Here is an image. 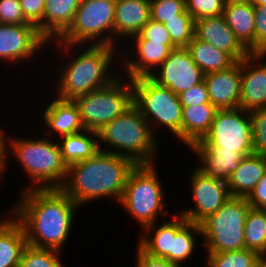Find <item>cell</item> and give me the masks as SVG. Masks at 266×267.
I'll return each instance as SVG.
<instances>
[{
  "label": "cell",
  "mask_w": 266,
  "mask_h": 267,
  "mask_svg": "<svg viewBox=\"0 0 266 267\" xmlns=\"http://www.w3.org/2000/svg\"><path fill=\"white\" fill-rule=\"evenodd\" d=\"M78 208L60 188L27 189L20 191L10 212L23 225L29 245L62 252Z\"/></svg>",
  "instance_id": "6da1fadb"
},
{
  "label": "cell",
  "mask_w": 266,
  "mask_h": 267,
  "mask_svg": "<svg viewBox=\"0 0 266 267\" xmlns=\"http://www.w3.org/2000/svg\"><path fill=\"white\" fill-rule=\"evenodd\" d=\"M51 45L52 50L57 48L60 56L64 55L68 59L65 60L66 62H61L62 65L59 64L61 68L59 65L57 66L59 71L56 70V73L58 72L56 77L57 75L58 77H55V72L53 74L54 77L52 78L55 80L53 79L51 85H54L52 88L55 92L51 90L52 97L74 100L79 96L110 85L121 75L119 74L120 70H118L120 68L118 67L120 66V49L117 47L110 45H70L59 43L57 40L54 43H49L50 48ZM76 50L80 52L78 53ZM114 64H117L118 67H115L116 71L113 67Z\"/></svg>",
  "instance_id": "7a4b0ae2"
},
{
  "label": "cell",
  "mask_w": 266,
  "mask_h": 267,
  "mask_svg": "<svg viewBox=\"0 0 266 267\" xmlns=\"http://www.w3.org/2000/svg\"><path fill=\"white\" fill-rule=\"evenodd\" d=\"M135 166L130 158L99 151L94 157L69 165L60 189L80 208L99 198H112L118 204Z\"/></svg>",
  "instance_id": "3957f363"
},
{
  "label": "cell",
  "mask_w": 266,
  "mask_h": 267,
  "mask_svg": "<svg viewBox=\"0 0 266 267\" xmlns=\"http://www.w3.org/2000/svg\"><path fill=\"white\" fill-rule=\"evenodd\" d=\"M35 136L37 138H19L12 133L8 136V159L12 153L30 180V186H24L21 191L60 188L65 181L68 166L62 158L59 144L50 137Z\"/></svg>",
  "instance_id": "277c9868"
},
{
  "label": "cell",
  "mask_w": 266,
  "mask_h": 267,
  "mask_svg": "<svg viewBox=\"0 0 266 267\" xmlns=\"http://www.w3.org/2000/svg\"><path fill=\"white\" fill-rule=\"evenodd\" d=\"M98 136L100 151L130 158L136 165L154 164L159 157L158 136L134 104L101 128Z\"/></svg>",
  "instance_id": "5b68a950"
},
{
  "label": "cell",
  "mask_w": 266,
  "mask_h": 267,
  "mask_svg": "<svg viewBox=\"0 0 266 267\" xmlns=\"http://www.w3.org/2000/svg\"><path fill=\"white\" fill-rule=\"evenodd\" d=\"M156 164H138L128 175L119 206L141 227L154 224L161 217L169 216L164 210L166 192L157 174ZM165 216V217H164Z\"/></svg>",
  "instance_id": "8992f818"
},
{
  "label": "cell",
  "mask_w": 266,
  "mask_h": 267,
  "mask_svg": "<svg viewBox=\"0 0 266 267\" xmlns=\"http://www.w3.org/2000/svg\"><path fill=\"white\" fill-rule=\"evenodd\" d=\"M131 83L133 104L147 120L154 135H158L155 128L162 129V132L166 130L181 143L183 106L179 95L168 87L160 86L150 77H139L131 80Z\"/></svg>",
  "instance_id": "52a82bcc"
},
{
  "label": "cell",
  "mask_w": 266,
  "mask_h": 267,
  "mask_svg": "<svg viewBox=\"0 0 266 267\" xmlns=\"http://www.w3.org/2000/svg\"><path fill=\"white\" fill-rule=\"evenodd\" d=\"M251 206L246 198L231 196L200 223L202 246L207 253L246 249L244 224Z\"/></svg>",
  "instance_id": "ba28073f"
},
{
  "label": "cell",
  "mask_w": 266,
  "mask_h": 267,
  "mask_svg": "<svg viewBox=\"0 0 266 267\" xmlns=\"http://www.w3.org/2000/svg\"><path fill=\"white\" fill-rule=\"evenodd\" d=\"M115 4L116 0H81L72 24L57 41L114 46Z\"/></svg>",
  "instance_id": "9c48e42d"
},
{
  "label": "cell",
  "mask_w": 266,
  "mask_h": 267,
  "mask_svg": "<svg viewBox=\"0 0 266 267\" xmlns=\"http://www.w3.org/2000/svg\"><path fill=\"white\" fill-rule=\"evenodd\" d=\"M73 101L78 107L84 128L98 132L133 105L131 79L120 75L110 85Z\"/></svg>",
  "instance_id": "30bf717a"
},
{
  "label": "cell",
  "mask_w": 266,
  "mask_h": 267,
  "mask_svg": "<svg viewBox=\"0 0 266 267\" xmlns=\"http://www.w3.org/2000/svg\"><path fill=\"white\" fill-rule=\"evenodd\" d=\"M250 112L240 107L219 109L209 132L191 146H210L238 151L242 156L254 153Z\"/></svg>",
  "instance_id": "8fae6325"
},
{
  "label": "cell",
  "mask_w": 266,
  "mask_h": 267,
  "mask_svg": "<svg viewBox=\"0 0 266 267\" xmlns=\"http://www.w3.org/2000/svg\"><path fill=\"white\" fill-rule=\"evenodd\" d=\"M130 44L132 45L129 46ZM125 45H121L120 49V74L131 80L152 75L168 58L170 52L177 48L175 45H164L162 42L144 39L140 34L127 40Z\"/></svg>",
  "instance_id": "7c38bea8"
},
{
  "label": "cell",
  "mask_w": 266,
  "mask_h": 267,
  "mask_svg": "<svg viewBox=\"0 0 266 267\" xmlns=\"http://www.w3.org/2000/svg\"><path fill=\"white\" fill-rule=\"evenodd\" d=\"M190 171V190L192 207L177 211L189 222L200 224L208 216L214 214L230 197L227 183L206 176L195 166Z\"/></svg>",
  "instance_id": "4fadbf2b"
},
{
  "label": "cell",
  "mask_w": 266,
  "mask_h": 267,
  "mask_svg": "<svg viewBox=\"0 0 266 267\" xmlns=\"http://www.w3.org/2000/svg\"><path fill=\"white\" fill-rule=\"evenodd\" d=\"M48 44L38 28L32 24H0V64L5 65L7 62L10 65H20L26 60L27 65L31 58L36 61L43 48H49Z\"/></svg>",
  "instance_id": "5bb4252c"
},
{
  "label": "cell",
  "mask_w": 266,
  "mask_h": 267,
  "mask_svg": "<svg viewBox=\"0 0 266 267\" xmlns=\"http://www.w3.org/2000/svg\"><path fill=\"white\" fill-rule=\"evenodd\" d=\"M203 71L195 64L186 47L173 49L168 58L149 77L177 95L204 80Z\"/></svg>",
  "instance_id": "9a60e30c"
},
{
  "label": "cell",
  "mask_w": 266,
  "mask_h": 267,
  "mask_svg": "<svg viewBox=\"0 0 266 267\" xmlns=\"http://www.w3.org/2000/svg\"><path fill=\"white\" fill-rule=\"evenodd\" d=\"M266 55L251 53L241 60L240 108H266Z\"/></svg>",
  "instance_id": "2e32d148"
},
{
  "label": "cell",
  "mask_w": 266,
  "mask_h": 267,
  "mask_svg": "<svg viewBox=\"0 0 266 267\" xmlns=\"http://www.w3.org/2000/svg\"><path fill=\"white\" fill-rule=\"evenodd\" d=\"M194 37L225 51L235 61H241L251 54L227 25L223 15L195 20Z\"/></svg>",
  "instance_id": "e0dca14e"
},
{
  "label": "cell",
  "mask_w": 266,
  "mask_h": 267,
  "mask_svg": "<svg viewBox=\"0 0 266 267\" xmlns=\"http://www.w3.org/2000/svg\"><path fill=\"white\" fill-rule=\"evenodd\" d=\"M209 100L219 109L240 107L241 61H236L228 69L204 75Z\"/></svg>",
  "instance_id": "ac0fdd59"
},
{
  "label": "cell",
  "mask_w": 266,
  "mask_h": 267,
  "mask_svg": "<svg viewBox=\"0 0 266 267\" xmlns=\"http://www.w3.org/2000/svg\"><path fill=\"white\" fill-rule=\"evenodd\" d=\"M54 99V100H53ZM51 101H47L46 106L42 110L43 125L49 133L44 134L56 140L64 136L80 133L85 130L77 105L73 100H62L53 97ZM55 137H54V136ZM58 136V137H57Z\"/></svg>",
  "instance_id": "d6986e66"
},
{
  "label": "cell",
  "mask_w": 266,
  "mask_h": 267,
  "mask_svg": "<svg viewBox=\"0 0 266 267\" xmlns=\"http://www.w3.org/2000/svg\"><path fill=\"white\" fill-rule=\"evenodd\" d=\"M114 15V47L121 49L149 21L150 0H116Z\"/></svg>",
  "instance_id": "ffe728a7"
},
{
  "label": "cell",
  "mask_w": 266,
  "mask_h": 267,
  "mask_svg": "<svg viewBox=\"0 0 266 267\" xmlns=\"http://www.w3.org/2000/svg\"><path fill=\"white\" fill-rule=\"evenodd\" d=\"M195 157V165L202 173L213 179L228 183L231 174L240 165L242 155L238 151L223 150V148L210 146H190L188 148Z\"/></svg>",
  "instance_id": "44dd1931"
},
{
  "label": "cell",
  "mask_w": 266,
  "mask_h": 267,
  "mask_svg": "<svg viewBox=\"0 0 266 267\" xmlns=\"http://www.w3.org/2000/svg\"><path fill=\"white\" fill-rule=\"evenodd\" d=\"M173 218L168 221H161V223L155 222L147 227H145L139 234L136 240V245H138L144 252L148 255L165 258L170 261V250L172 244V236L188 222V220L178 214L173 213Z\"/></svg>",
  "instance_id": "7402d4cb"
},
{
  "label": "cell",
  "mask_w": 266,
  "mask_h": 267,
  "mask_svg": "<svg viewBox=\"0 0 266 267\" xmlns=\"http://www.w3.org/2000/svg\"><path fill=\"white\" fill-rule=\"evenodd\" d=\"M2 217L0 219V267H19L23 251L28 245L25 230L10 210L4 212Z\"/></svg>",
  "instance_id": "603a6c76"
},
{
  "label": "cell",
  "mask_w": 266,
  "mask_h": 267,
  "mask_svg": "<svg viewBox=\"0 0 266 267\" xmlns=\"http://www.w3.org/2000/svg\"><path fill=\"white\" fill-rule=\"evenodd\" d=\"M223 16L240 42L255 53V11L252 1L227 0Z\"/></svg>",
  "instance_id": "cb8c5ba5"
},
{
  "label": "cell",
  "mask_w": 266,
  "mask_h": 267,
  "mask_svg": "<svg viewBox=\"0 0 266 267\" xmlns=\"http://www.w3.org/2000/svg\"><path fill=\"white\" fill-rule=\"evenodd\" d=\"M81 0H45L43 37L50 43L58 40L72 24Z\"/></svg>",
  "instance_id": "d4e9b609"
},
{
  "label": "cell",
  "mask_w": 266,
  "mask_h": 267,
  "mask_svg": "<svg viewBox=\"0 0 266 267\" xmlns=\"http://www.w3.org/2000/svg\"><path fill=\"white\" fill-rule=\"evenodd\" d=\"M218 109L211 103L183 107L181 142L187 148L209 132Z\"/></svg>",
  "instance_id": "484cf974"
},
{
  "label": "cell",
  "mask_w": 266,
  "mask_h": 267,
  "mask_svg": "<svg viewBox=\"0 0 266 267\" xmlns=\"http://www.w3.org/2000/svg\"><path fill=\"white\" fill-rule=\"evenodd\" d=\"M265 173L266 157L255 153L243 156L227 183L230 195L247 198Z\"/></svg>",
  "instance_id": "4316f807"
},
{
  "label": "cell",
  "mask_w": 266,
  "mask_h": 267,
  "mask_svg": "<svg viewBox=\"0 0 266 267\" xmlns=\"http://www.w3.org/2000/svg\"><path fill=\"white\" fill-rule=\"evenodd\" d=\"M57 142L67 166L94 157L100 151L98 132L86 129L77 134L61 137Z\"/></svg>",
  "instance_id": "83f0119b"
},
{
  "label": "cell",
  "mask_w": 266,
  "mask_h": 267,
  "mask_svg": "<svg viewBox=\"0 0 266 267\" xmlns=\"http://www.w3.org/2000/svg\"><path fill=\"white\" fill-rule=\"evenodd\" d=\"M195 64L204 74L228 69L236 61L225 51L193 37L186 47Z\"/></svg>",
  "instance_id": "f1b7e54d"
},
{
  "label": "cell",
  "mask_w": 266,
  "mask_h": 267,
  "mask_svg": "<svg viewBox=\"0 0 266 267\" xmlns=\"http://www.w3.org/2000/svg\"><path fill=\"white\" fill-rule=\"evenodd\" d=\"M199 235H202L200 224L188 221L175 236H172L170 261L183 267L186 261L192 260L191 256L195 254L198 247L196 238Z\"/></svg>",
  "instance_id": "f546056e"
},
{
  "label": "cell",
  "mask_w": 266,
  "mask_h": 267,
  "mask_svg": "<svg viewBox=\"0 0 266 267\" xmlns=\"http://www.w3.org/2000/svg\"><path fill=\"white\" fill-rule=\"evenodd\" d=\"M245 247L266 256V214L263 209L250 208L244 224Z\"/></svg>",
  "instance_id": "4dcf8cb0"
},
{
  "label": "cell",
  "mask_w": 266,
  "mask_h": 267,
  "mask_svg": "<svg viewBox=\"0 0 266 267\" xmlns=\"http://www.w3.org/2000/svg\"><path fill=\"white\" fill-rule=\"evenodd\" d=\"M205 267H257L260 256L251 250L207 253Z\"/></svg>",
  "instance_id": "1f68e13d"
},
{
  "label": "cell",
  "mask_w": 266,
  "mask_h": 267,
  "mask_svg": "<svg viewBox=\"0 0 266 267\" xmlns=\"http://www.w3.org/2000/svg\"><path fill=\"white\" fill-rule=\"evenodd\" d=\"M61 253L55 249L38 248L28 244L23 251L19 267H65Z\"/></svg>",
  "instance_id": "d6a6232c"
},
{
  "label": "cell",
  "mask_w": 266,
  "mask_h": 267,
  "mask_svg": "<svg viewBox=\"0 0 266 267\" xmlns=\"http://www.w3.org/2000/svg\"><path fill=\"white\" fill-rule=\"evenodd\" d=\"M164 25L177 48L187 47L194 37V19L186 10Z\"/></svg>",
  "instance_id": "836d02e7"
},
{
  "label": "cell",
  "mask_w": 266,
  "mask_h": 267,
  "mask_svg": "<svg viewBox=\"0 0 266 267\" xmlns=\"http://www.w3.org/2000/svg\"><path fill=\"white\" fill-rule=\"evenodd\" d=\"M185 10V0H150V18L160 23L177 18Z\"/></svg>",
  "instance_id": "e575fe53"
},
{
  "label": "cell",
  "mask_w": 266,
  "mask_h": 267,
  "mask_svg": "<svg viewBox=\"0 0 266 267\" xmlns=\"http://www.w3.org/2000/svg\"><path fill=\"white\" fill-rule=\"evenodd\" d=\"M227 0H185L186 11L194 21L200 18L220 16Z\"/></svg>",
  "instance_id": "d590c367"
},
{
  "label": "cell",
  "mask_w": 266,
  "mask_h": 267,
  "mask_svg": "<svg viewBox=\"0 0 266 267\" xmlns=\"http://www.w3.org/2000/svg\"><path fill=\"white\" fill-rule=\"evenodd\" d=\"M254 153L266 157V108L249 111Z\"/></svg>",
  "instance_id": "8d00e7d4"
},
{
  "label": "cell",
  "mask_w": 266,
  "mask_h": 267,
  "mask_svg": "<svg viewBox=\"0 0 266 267\" xmlns=\"http://www.w3.org/2000/svg\"><path fill=\"white\" fill-rule=\"evenodd\" d=\"M0 24H30L24 17L20 0H0Z\"/></svg>",
  "instance_id": "74e56055"
},
{
  "label": "cell",
  "mask_w": 266,
  "mask_h": 267,
  "mask_svg": "<svg viewBox=\"0 0 266 267\" xmlns=\"http://www.w3.org/2000/svg\"><path fill=\"white\" fill-rule=\"evenodd\" d=\"M45 0H20L25 19L38 28L43 36V15Z\"/></svg>",
  "instance_id": "f35d334b"
},
{
  "label": "cell",
  "mask_w": 266,
  "mask_h": 267,
  "mask_svg": "<svg viewBox=\"0 0 266 267\" xmlns=\"http://www.w3.org/2000/svg\"><path fill=\"white\" fill-rule=\"evenodd\" d=\"M144 39L156 42H162L164 45H174L168 30L165 28L164 23H160L153 19L144 25L139 33Z\"/></svg>",
  "instance_id": "ab89813d"
},
{
  "label": "cell",
  "mask_w": 266,
  "mask_h": 267,
  "mask_svg": "<svg viewBox=\"0 0 266 267\" xmlns=\"http://www.w3.org/2000/svg\"><path fill=\"white\" fill-rule=\"evenodd\" d=\"M255 11V53L266 50V5H254Z\"/></svg>",
  "instance_id": "60d3db41"
},
{
  "label": "cell",
  "mask_w": 266,
  "mask_h": 267,
  "mask_svg": "<svg viewBox=\"0 0 266 267\" xmlns=\"http://www.w3.org/2000/svg\"><path fill=\"white\" fill-rule=\"evenodd\" d=\"M179 98L183 107L210 103L204 80L179 94Z\"/></svg>",
  "instance_id": "b9f144b4"
},
{
  "label": "cell",
  "mask_w": 266,
  "mask_h": 267,
  "mask_svg": "<svg viewBox=\"0 0 266 267\" xmlns=\"http://www.w3.org/2000/svg\"><path fill=\"white\" fill-rule=\"evenodd\" d=\"M136 248L135 267H181L165 258H157L148 255L138 245Z\"/></svg>",
  "instance_id": "7bdbcfd3"
},
{
  "label": "cell",
  "mask_w": 266,
  "mask_h": 267,
  "mask_svg": "<svg viewBox=\"0 0 266 267\" xmlns=\"http://www.w3.org/2000/svg\"><path fill=\"white\" fill-rule=\"evenodd\" d=\"M246 199L252 208H266V173Z\"/></svg>",
  "instance_id": "ee69618b"
},
{
  "label": "cell",
  "mask_w": 266,
  "mask_h": 267,
  "mask_svg": "<svg viewBox=\"0 0 266 267\" xmlns=\"http://www.w3.org/2000/svg\"><path fill=\"white\" fill-rule=\"evenodd\" d=\"M2 127V128H1ZM0 124V183L4 178V174L7 172L9 159H8V135H5L7 131ZM8 161V162H7ZM4 172V173H3ZM3 176V177H2Z\"/></svg>",
  "instance_id": "f6af8a7d"
},
{
  "label": "cell",
  "mask_w": 266,
  "mask_h": 267,
  "mask_svg": "<svg viewBox=\"0 0 266 267\" xmlns=\"http://www.w3.org/2000/svg\"><path fill=\"white\" fill-rule=\"evenodd\" d=\"M257 267H266V256H260Z\"/></svg>",
  "instance_id": "bcb514c9"
},
{
  "label": "cell",
  "mask_w": 266,
  "mask_h": 267,
  "mask_svg": "<svg viewBox=\"0 0 266 267\" xmlns=\"http://www.w3.org/2000/svg\"><path fill=\"white\" fill-rule=\"evenodd\" d=\"M254 5H266V0H253Z\"/></svg>",
  "instance_id": "7dc6e473"
}]
</instances>
